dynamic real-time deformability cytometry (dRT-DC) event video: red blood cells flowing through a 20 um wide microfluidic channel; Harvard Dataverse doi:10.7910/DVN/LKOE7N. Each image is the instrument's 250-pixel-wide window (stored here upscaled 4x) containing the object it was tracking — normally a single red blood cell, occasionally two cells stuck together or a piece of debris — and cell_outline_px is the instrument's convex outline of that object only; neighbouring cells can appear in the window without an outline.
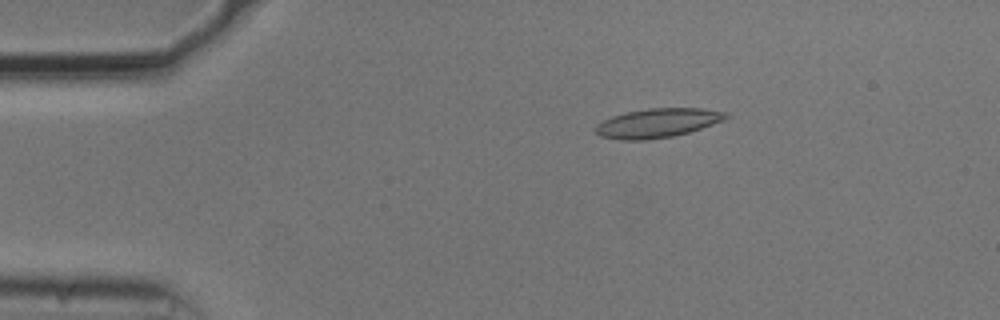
{"species": "common noctule bat (a hibernating species)", "species_latin": "Nyctalus noctula", "temperature_condition": "cold", "stored_images_in_passage": 55, "camera_frame_rate_fps": 3000, "um_per_image_px": 0.085, "animal": {"sex": "male", "body_mass_g": 20.5, "forearm_length_mm": 52.5}, "frame": {"image": 1, "passage_image": 10, "time_ms": 3.0, "image_size_px": [1000, 320], "cell_outline_px": [[732, 116], [724, 120], [688, 132], [672, 136], [648, 140], [620, 140], [600, 136], [596, 132], [596, 124], [612, 116], [624, 112], [648, 108], [700, 108], [728, 112]], "centroid_in_image_um": [55.9, 10.45], "position_along_channel_um": 29.1, "area_um2": 22.2}}
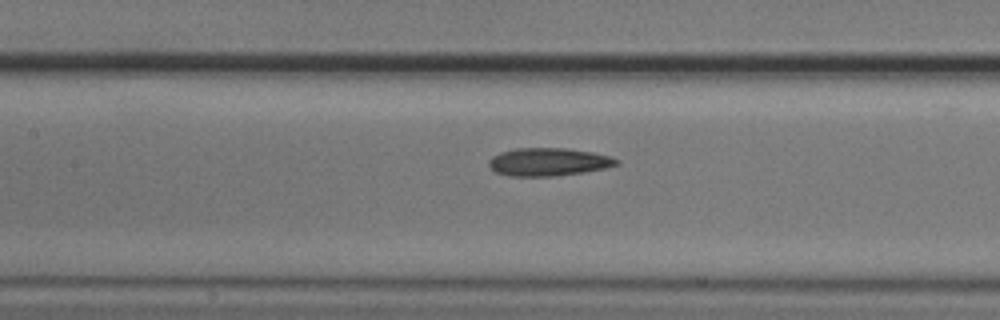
{"frame": {"image": 2, "passage_image": 25, "time_ms": 8.0, "image_size_px": [1000, 320], "cell_outline_px": [[620, 164], [604, 168], [584, 172], [556, 176], [508, 176], [496, 172], [488, 164], [488, 160], [492, 156], [500, 152], [516, 148], [568, 148], [592, 152], [612, 156], [620, 160]], "centroid_in_image_um": [46.64, 13.76], "position_along_channel_um": 160.8, "area_um2": 20.98}}
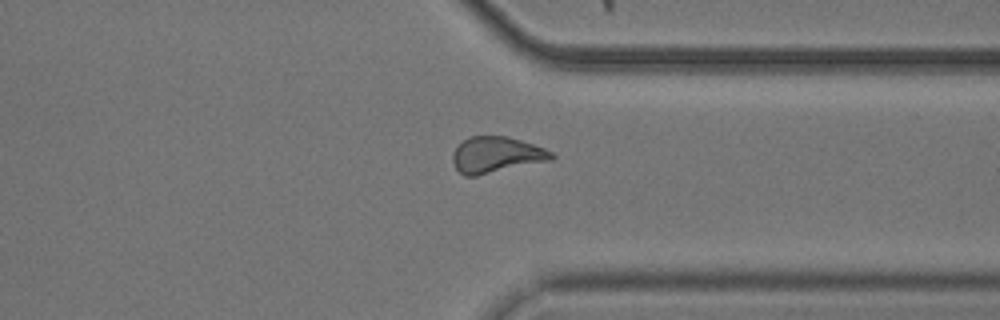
{"frame": {"image": 3, "passage_image": 42, "time_ms": 13.667, "image_size_px": [1000, 320], "cell_outline_px": [[556, 156], [552, 160], [476, 176], [464, 176], [456, 168], [452, 160], [452, 152], [468, 136], [508, 136], [544, 148], [552, 152]], "centroid_in_image_um": [42.18, 13.16], "position_along_channel_um": 369.2, "area_um2": 20.75}, "authors_computed_cell_mechanics": {"area_um2": 20.9814, "velocity_mm_per_s": 3.6989, "shape_relaxation_time_tau1_ms": 4.9394, "shape_relaxation_time_tau2_ms": 3.9452, "deformation_change_tau1": 0.1323, "deformation_change_tau2": 0.1233}}